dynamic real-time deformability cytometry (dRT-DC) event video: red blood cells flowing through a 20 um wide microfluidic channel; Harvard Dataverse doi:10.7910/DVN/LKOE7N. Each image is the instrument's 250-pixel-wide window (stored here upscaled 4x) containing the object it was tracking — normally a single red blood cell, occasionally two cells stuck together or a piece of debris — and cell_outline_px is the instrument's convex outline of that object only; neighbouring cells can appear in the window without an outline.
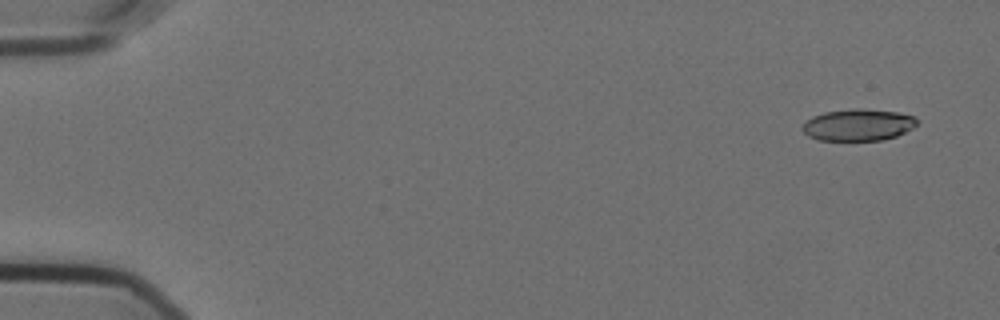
{"species": "Egyptian fruit bat (a non-hibernating species)", "species_latin": "Rousettus aegyptiacus", "temperature_condition": "cold", "stored_images_in_passage": 58, "camera_frame_rate_fps": 3000, "um_per_image_px": 0.085, "animal": {"sex": "female"}, "frame": {"image": 1, "passage_image": 4, "time_ms": 1.0, "image_size_px": [1000, 320], "cell_outline_px": [[916, 124], [912, 128], [896, 136], [880, 140], [816, 140], [808, 136], [804, 132], [804, 124], [812, 116], [824, 112], [856, 108], [896, 112], [912, 116], [916, 120]], "centroid_in_image_um": [72.91, 10.62], "position_along_channel_um": 12.1, "area_um2": 20.81}}
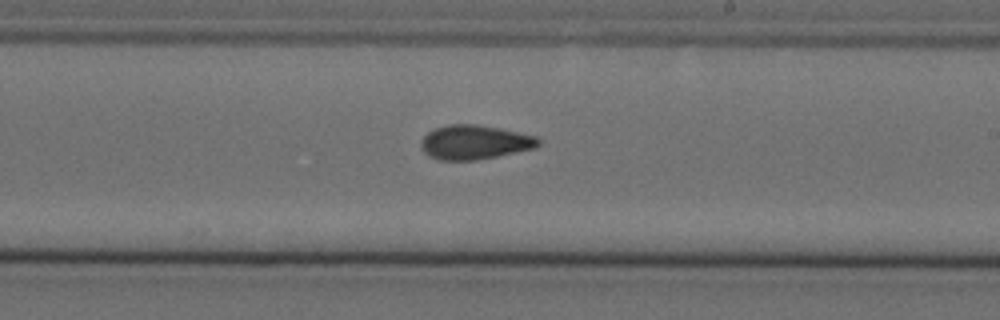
{"frame": {"image": 2, "passage_image": 35, "time_ms": 11.333, "image_size_px": [1000, 320], "cell_outline_px": [[540, 144], [536, 148], [476, 160], [436, 160], [428, 156], [420, 148], [420, 140], [428, 132], [436, 128], [448, 124], [476, 124], [500, 128], [540, 136]], "centroid_in_image_um": [40.35, 12.09], "position_along_channel_um": 248.7, "area_um2": 23.76}}
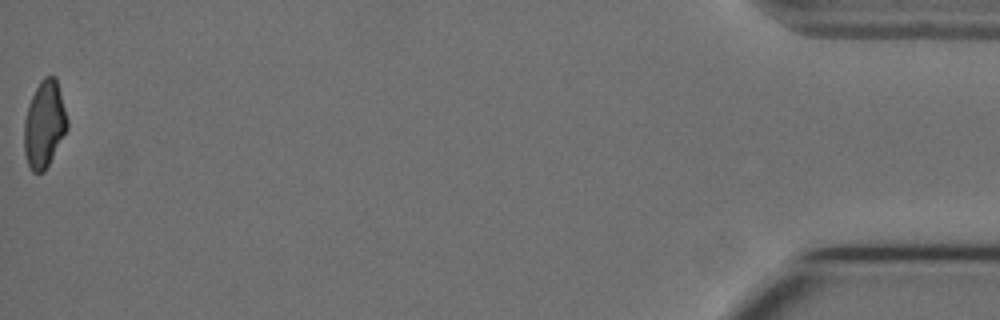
{"frame": {"image": 3, "passage_image": 58, "time_ms": 19.0, "image_size_px": [1000, 320], "cell_outline_px": [[68, 128], [44, 172], [32, 172], [28, 164], [24, 152], [24, 120], [28, 104], [40, 80], [44, 76], [56, 76], [68, 120]], "centroid_in_image_um": [3.76, 10.55], "position_along_channel_um": 431.4, "area_um2": 21.79}, "authors_computed_cell_mechanics": {"area_um2": 22.7732, "velocity_mm_per_s": 3.584, "shape_relaxation_time_tau1_ms": null, "shape_relaxation_time_tau2_ms": 3.0096, "deformation_change_tau1": null, "deformation_change_tau2": 0.0881}}